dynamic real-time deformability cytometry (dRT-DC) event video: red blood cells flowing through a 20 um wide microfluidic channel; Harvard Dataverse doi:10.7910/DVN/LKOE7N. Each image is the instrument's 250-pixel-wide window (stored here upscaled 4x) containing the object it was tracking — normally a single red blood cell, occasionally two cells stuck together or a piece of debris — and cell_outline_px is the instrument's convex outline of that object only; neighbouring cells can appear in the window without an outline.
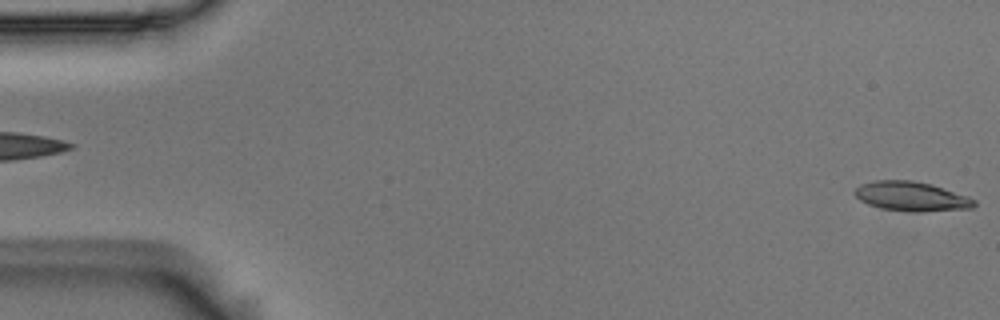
{"species": "Egyptian fruit bat (a non-hibernating species)", "species_latin": "Rousettus aegyptiacus", "temperature_condition": "room temperature", "stored_images_in_passage": 5, "segment_of_instrument_passage": [2, 2], "camera_frame_rate_fps": 3000, "um_per_image_px": 0.085, "animal": {"sex": "male"}, "frame": {"image": 1, "passage_image": 5, "time_ms": 1.333, "image_size_px": [1000, 320], "cell_outline_px": [[976, 204], [972, 208], [920, 212], [912, 212], [884, 208], [868, 204], [860, 200], [852, 192], [860, 184], [876, 180], [912, 180], [932, 184], [968, 196], [976, 200]], "centroid_in_image_um": [77.48, 16.68], "position_along_channel_um": 7.5, "area_um2": 20.52}}